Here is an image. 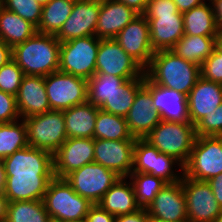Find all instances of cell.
<instances>
[{
  "instance_id": "obj_17",
  "label": "cell",
  "mask_w": 222,
  "mask_h": 222,
  "mask_svg": "<svg viewBox=\"0 0 222 222\" xmlns=\"http://www.w3.org/2000/svg\"><path fill=\"white\" fill-rule=\"evenodd\" d=\"M151 93L153 106L161 120L176 123H191L187 95L153 83L146 75L143 84Z\"/></svg>"
},
{
  "instance_id": "obj_48",
  "label": "cell",
  "mask_w": 222,
  "mask_h": 222,
  "mask_svg": "<svg viewBox=\"0 0 222 222\" xmlns=\"http://www.w3.org/2000/svg\"><path fill=\"white\" fill-rule=\"evenodd\" d=\"M124 3L126 6L134 9L139 14H144L149 0H117Z\"/></svg>"
},
{
  "instance_id": "obj_22",
  "label": "cell",
  "mask_w": 222,
  "mask_h": 222,
  "mask_svg": "<svg viewBox=\"0 0 222 222\" xmlns=\"http://www.w3.org/2000/svg\"><path fill=\"white\" fill-rule=\"evenodd\" d=\"M16 103L21 119L51 110L45 88V77L24 75Z\"/></svg>"
},
{
  "instance_id": "obj_14",
  "label": "cell",
  "mask_w": 222,
  "mask_h": 222,
  "mask_svg": "<svg viewBox=\"0 0 222 222\" xmlns=\"http://www.w3.org/2000/svg\"><path fill=\"white\" fill-rule=\"evenodd\" d=\"M114 40L144 69L150 65L155 52L150 43L149 22L143 14L124 27Z\"/></svg>"
},
{
  "instance_id": "obj_15",
  "label": "cell",
  "mask_w": 222,
  "mask_h": 222,
  "mask_svg": "<svg viewBox=\"0 0 222 222\" xmlns=\"http://www.w3.org/2000/svg\"><path fill=\"white\" fill-rule=\"evenodd\" d=\"M136 140H104L94 138V162L128 177L133 167Z\"/></svg>"
},
{
  "instance_id": "obj_51",
  "label": "cell",
  "mask_w": 222,
  "mask_h": 222,
  "mask_svg": "<svg viewBox=\"0 0 222 222\" xmlns=\"http://www.w3.org/2000/svg\"><path fill=\"white\" fill-rule=\"evenodd\" d=\"M7 204V198L4 195H0V222H5Z\"/></svg>"
},
{
  "instance_id": "obj_57",
  "label": "cell",
  "mask_w": 222,
  "mask_h": 222,
  "mask_svg": "<svg viewBox=\"0 0 222 222\" xmlns=\"http://www.w3.org/2000/svg\"><path fill=\"white\" fill-rule=\"evenodd\" d=\"M52 222H79V221H52Z\"/></svg>"
},
{
  "instance_id": "obj_19",
  "label": "cell",
  "mask_w": 222,
  "mask_h": 222,
  "mask_svg": "<svg viewBox=\"0 0 222 222\" xmlns=\"http://www.w3.org/2000/svg\"><path fill=\"white\" fill-rule=\"evenodd\" d=\"M148 215L171 222H188L182 181L166 183L146 208Z\"/></svg>"
},
{
  "instance_id": "obj_37",
  "label": "cell",
  "mask_w": 222,
  "mask_h": 222,
  "mask_svg": "<svg viewBox=\"0 0 222 222\" xmlns=\"http://www.w3.org/2000/svg\"><path fill=\"white\" fill-rule=\"evenodd\" d=\"M127 178L133 185L135 199L140 208H147L167 183L162 178L148 173L131 172Z\"/></svg>"
},
{
  "instance_id": "obj_31",
  "label": "cell",
  "mask_w": 222,
  "mask_h": 222,
  "mask_svg": "<svg viewBox=\"0 0 222 222\" xmlns=\"http://www.w3.org/2000/svg\"><path fill=\"white\" fill-rule=\"evenodd\" d=\"M94 138L104 140H136L131 134L125 117L99 108L94 127Z\"/></svg>"
},
{
  "instance_id": "obj_54",
  "label": "cell",
  "mask_w": 222,
  "mask_h": 222,
  "mask_svg": "<svg viewBox=\"0 0 222 222\" xmlns=\"http://www.w3.org/2000/svg\"><path fill=\"white\" fill-rule=\"evenodd\" d=\"M218 46L222 49V31L219 32Z\"/></svg>"
},
{
  "instance_id": "obj_40",
  "label": "cell",
  "mask_w": 222,
  "mask_h": 222,
  "mask_svg": "<svg viewBox=\"0 0 222 222\" xmlns=\"http://www.w3.org/2000/svg\"><path fill=\"white\" fill-rule=\"evenodd\" d=\"M197 136H222V104L209 115H205L196 125Z\"/></svg>"
},
{
  "instance_id": "obj_2",
  "label": "cell",
  "mask_w": 222,
  "mask_h": 222,
  "mask_svg": "<svg viewBox=\"0 0 222 222\" xmlns=\"http://www.w3.org/2000/svg\"><path fill=\"white\" fill-rule=\"evenodd\" d=\"M145 75L157 85L188 95L201 77V67L171 50H160L153 54Z\"/></svg>"
},
{
  "instance_id": "obj_10",
  "label": "cell",
  "mask_w": 222,
  "mask_h": 222,
  "mask_svg": "<svg viewBox=\"0 0 222 222\" xmlns=\"http://www.w3.org/2000/svg\"><path fill=\"white\" fill-rule=\"evenodd\" d=\"M51 110H65L88 101V80L60 71L45 77Z\"/></svg>"
},
{
  "instance_id": "obj_28",
  "label": "cell",
  "mask_w": 222,
  "mask_h": 222,
  "mask_svg": "<svg viewBox=\"0 0 222 222\" xmlns=\"http://www.w3.org/2000/svg\"><path fill=\"white\" fill-rule=\"evenodd\" d=\"M37 32V27L18 14L0 7V41L9 47L24 43Z\"/></svg>"
},
{
  "instance_id": "obj_45",
  "label": "cell",
  "mask_w": 222,
  "mask_h": 222,
  "mask_svg": "<svg viewBox=\"0 0 222 222\" xmlns=\"http://www.w3.org/2000/svg\"><path fill=\"white\" fill-rule=\"evenodd\" d=\"M115 222H148V213L146 208H140L134 213L115 217Z\"/></svg>"
},
{
  "instance_id": "obj_4",
  "label": "cell",
  "mask_w": 222,
  "mask_h": 222,
  "mask_svg": "<svg viewBox=\"0 0 222 222\" xmlns=\"http://www.w3.org/2000/svg\"><path fill=\"white\" fill-rule=\"evenodd\" d=\"M196 137L195 125L192 123L161 120L143 139L161 153L178 160L184 167L189 160Z\"/></svg>"
},
{
  "instance_id": "obj_46",
  "label": "cell",
  "mask_w": 222,
  "mask_h": 222,
  "mask_svg": "<svg viewBox=\"0 0 222 222\" xmlns=\"http://www.w3.org/2000/svg\"><path fill=\"white\" fill-rule=\"evenodd\" d=\"M207 182L211 186L215 199L217 200L219 205L222 207V173L211 178Z\"/></svg>"
},
{
  "instance_id": "obj_53",
  "label": "cell",
  "mask_w": 222,
  "mask_h": 222,
  "mask_svg": "<svg viewBox=\"0 0 222 222\" xmlns=\"http://www.w3.org/2000/svg\"><path fill=\"white\" fill-rule=\"evenodd\" d=\"M148 222H171V221L163 220L155 216L148 215Z\"/></svg>"
},
{
  "instance_id": "obj_27",
  "label": "cell",
  "mask_w": 222,
  "mask_h": 222,
  "mask_svg": "<svg viewBox=\"0 0 222 222\" xmlns=\"http://www.w3.org/2000/svg\"><path fill=\"white\" fill-rule=\"evenodd\" d=\"M99 108L90 102L63 110L67 138H94Z\"/></svg>"
},
{
  "instance_id": "obj_30",
  "label": "cell",
  "mask_w": 222,
  "mask_h": 222,
  "mask_svg": "<svg viewBox=\"0 0 222 222\" xmlns=\"http://www.w3.org/2000/svg\"><path fill=\"white\" fill-rule=\"evenodd\" d=\"M184 34L190 36H219L211 2L182 13Z\"/></svg>"
},
{
  "instance_id": "obj_1",
  "label": "cell",
  "mask_w": 222,
  "mask_h": 222,
  "mask_svg": "<svg viewBox=\"0 0 222 222\" xmlns=\"http://www.w3.org/2000/svg\"><path fill=\"white\" fill-rule=\"evenodd\" d=\"M60 44L55 35L36 32L12 48V59L24 75L46 77L59 69Z\"/></svg>"
},
{
  "instance_id": "obj_6",
  "label": "cell",
  "mask_w": 222,
  "mask_h": 222,
  "mask_svg": "<svg viewBox=\"0 0 222 222\" xmlns=\"http://www.w3.org/2000/svg\"><path fill=\"white\" fill-rule=\"evenodd\" d=\"M99 44L95 35L61 42L58 71L89 80L95 74Z\"/></svg>"
},
{
  "instance_id": "obj_23",
  "label": "cell",
  "mask_w": 222,
  "mask_h": 222,
  "mask_svg": "<svg viewBox=\"0 0 222 222\" xmlns=\"http://www.w3.org/2000/svg\"><path fill=\"white\" fill-rule=\"evenodd\" d=\"M139 15L134 9L117 0H101L95 36L99 39H114Z\"/></svg>"
},
{
  "instance_id": "obj_34",
  "label": "cell",
  "mask_w": 222,
  "mask_h": 222,
  "mask_svg": "<svg viewBox=\"0 0 222 222\" xmlns=\"http://www.w3.org/2000/svg\"><path fill=\"white\" fill-rule=\"evenodd\" d=\"M125 81L121 77L95 73L88 80V102L100 108L109 97L120 91V86Z\"/></svg>"
},
{
  "instance_id": "obj_44",
  "label": "cell",
  "mask_w": 222,
  "mask_h": 222,
  "mask_svg": "<svg viewBox=\"0 0 222 222\" xmlns=\"http://www.w3.org/2000/svg\"><path fill=\"white\" fill-rule=\"evenodd\" d=\"M84 222H115V216L105 211L98 204H93Z\"/></svg>"
},
{
  "instance_id": "obj_24",
  "label": "cell",
  "mask_w": 222,
  "mask_h": 222,
  "mask_svg": "<svg viewBox=\"0 0 222 222\" xmlns=\"http://www.w3.org/2000/svg\"><path fill=\"white\" fill-rule=\"evenodd\" d=\"M187 102L190 122L196 125L222 104V85L201 76L187 95Z\"/></svg>"
},
{
  "instance_id": "obj_49",
  "label": "cell",
  "mask_w": 222,
  "mask_h": 222,
  "mask_svg": "<svg viewBox=\"0 0 222 222\" xmlns=\"http://www.w3.org/2000/svg\"><path fill=\"white\" fill-rule=\"evenodd\" d=\"M207 1L211 2L217 27L219 31H222V0H207Z\"/></svg>"
},
{
  "instance_id": "obj_11",
  "label": "cell",
  "mask_w": 222,
  "mask_h": 222,
  "mask_svg": "<svg viewBox=\"0 0 222 222\" xmlns=\"http://www.w3.org/2000/svg\"><path fill=\"white\" fill-rule=\"evenodd\" d=\"M95 73H105L126 80L145 77V69L114 39H100Z\"/></svg>"
},
{
  "instance_id": "obj_39",
  "label": "cell",
  "mask_w": 222,
  "mask_h": 222,
  "mask_svg": "<svg viewBox=\"0 0 222 222\" xmlns=\"http://www.w3.org/2000/svg\"><path fill=\"white\" fill-rule=\"evenodd\" d=\"M23 77L20 67L13 59L9 60L0 68V90L16 96Z\"/></svg>"
},
{
  "instance_id": "obj_18",
  "label": "cell",
  "mask_w": 222,
  "mask_h": 222,
  "mask_svg": "<svg viewBox=\"0 0 222 222\" xmlns=\"http://www.w3.org/2000/svg\"><path fill=\"white\" fill-rule=\"evenodd\" d=\"M101 0H83L74 3L72 12L55 35L60 42L93 36L97 26Z\"/></svg>"
},
{
  "instance_id": "obj_52",
  "label": "cell",
  "mask_w": 222,
  "mask_h": 222,
  "mask_svg": "<svg viewBox=\"0 0 222 222\" xmlns=\"http://www.w3.org/2000/svg\"><path fill=\"white\" fill-rule=\"evenodd\" d=\"M5 169L2 160H0V195H4L3 188L5 184Z\"/></svg>"
},
{
  "instance_id": "obj_9",
  "label": "cell",
  "mask_w": 222,
  "mask_h": 222,
  "mask_svg": "<svg viewBox=\"0 0 222 222\" xmlns=\"http://www.w3.org/2000/svg\"><path fill=\"white\" fill-rule=\"evenodd\" d=\"M121 176L98 163H90L69 173L64 179L73 190L92 204H97Z\"/></svg>"
},
{
  "instance_id": "obj_33",
  "label": "cell",
  "mask_w": 222,
  "mask_h": 222,
  "mask_svg": "<svg viewBox=\"0 0 222 222\" xmlns=\"http://www.w3.org/2000/svg\"><path fill=\"white\" fill-rule=\"evenodd\" d=\"M5 222H52L43 200L8 202Z\"/></svg>"
},
{
  "instance_id": "obj_12",
  "label": "cell",
  "mask_w": 222,
  "mask_h": 222,
  "mask_svg": "<svg viewBox=\"0 0 222 222\" xmlns=\"http://www.w3.org/2000/svg\"><path fill=\"white\" fill-rule=\"evenodd\" d=\"M6 177L54 176L53 154L27 146L2 160Z\"/></svg>"
},
{
  "instance_id": "obj_20",
  "label": "cell",
  "mask_w": 222,
  "mask_h": 222,
  "mask_svg": "<svg viewBox=\"0 0 222 222\" xmlns=\"http://www.w3.org/2000/svg\"><path fill=\"white\" fill-rule=\"evenodd\" d=\"M149 22L150 43L154 52L171 50L184 35L182 13L143 14Z\"/></svg>"
},
{
  "instance_id": "obj_47",
  "label": "cell",
  "mask_w": 222,
  "mask_h": 222,
  "mask_svg": "<svg viewBox=\"0 0 222 222\" xmlns=\"http://www.w3.org/2000/svg\"><path fill=\"white\" fill-rule=\"evenodd\" d=\"M179 10V12L184 13L191 10L194 7L202 5L205 0H172Z\"/></svg>"
},
{
  "instance_id": "obj_55",
  "label": "cell",
  "mask_w": 222,
  "mask_h": 222,
  "mask_svg": "<svg viewBox=\"0 0 222 222\" xmlns=\"http://www.w3.org/2000/svg\"><path fill=\"white\" fill-rule=\"evenodd\" d=\"M37 1L41 6H44L45 4H48L51 0H35Z\"/></svg>"
},
{
  "instance_id": "obj_35",
  "label": "cell",
  "mask_w": 222,
  "mask_h": 222,
  "mask_svg": "<svg viewBox=\"0 0 222 222\" xmlns=\"http://www.w3.org/2000/svg\"><path fill=\"white\" fill-rule=\"evenodd\" d=\"M144 84V78L126 80L120 91L109 97L100 109L121 117H126L134 102L138 89Z\"/></svg>"
},
{
  "instance_id": "obj_42",
  "label": "cell",
  "mask_w": 222,
  "mask_h": 222,
  "mask_svg": "<svg viewBox=\"0 0 222 222\" xmlns=\"http://www.w3.org/2000/svg\"><path fill=\"white\" fill-rule=\"evenodd\" d=\"M16 96L0 90V123L20 120Z\"/></svg>"
},
{
  "instance_id": "obj_50",
  "label": "cell",
  "mask_w": 222,
  "mask_h": 222,
  "mask_svg": "<svg viewBox=\"0 0 222 222\" xmlns=\"http://www.w3.org/2000/svg\"><path fill=\"white\" fill-rule=\"evenodd\" d=\"M12 59V48L0 41V68Z\"/></svg>"
},
{
  "instance_id": "obj_58",
  "label": "cell",
  "mask_w": 222,
  "mask_h": 222,
  "mask_svg": "<svg viewBox=\"0 0 222 222\" xmlns=\"http://www.w3.org/2000/svg\"><path fill=\"white\" fill-rule=\"evenodd\" d=\"M70 1H73V2H78V1H83V0H70Z\"/></svg>"
},
{
  "instance_id": "obj_32",
  "label": "cell",
  "mask_w": 222,
  "mask_h": 222,
  "mask_svg": "<svg viewBox=\"0 0 222 222\" xmlns=\"http://www.w3.org/2000/svg\"><path fill=\"white\" fill-rule=\"evenodd\" d=\"M70 0H51L42 7V17L37 32L56 35L70 16L73 6Z\"/></svg>"
},
{
  "instance_id": "obj_41",
  "label": "cell",
  "mask_w": 222,
  "mask_h": 222,
  "mask_svg": "<svg viewBox=\"0 0 222 222\" xmlns=\"http://www.w3.org/2000/svg\"><path fill=\"white\" fill-rule=\"evenodd\" d=\"M201 76L222 85V49L217 45L201 66Z\"/></svg>"
},
{
  "instance_id": "obj_5",
  "label": "cell",
  "mask_w": 222,
  "mask_h": 222,
  "mask_svg": "<svg viewBox=\"0 0 222 222\" xmlns=\"http://www.w3.org/2000/svg\"><path fill=\"white\" fill-rule=\"evenodd\" d=\"M28 146L54 154L67 140L62 110H49L23 119Z\"/></svg>"
},
{
  "instance_id": "obj_26",
  "label": "cell",
  "mask_w": 222,
  "mask_h": 222,
  "mask_svg": "<svg viewBox=\"0 0 222 222\" xmlns=\"http://www.w3.org/2000/svg\"><path fill=\"white\" fill-rule=\"evenodd\" d=\"M55 176L6 177L3 188L7 202L43 200L49 182Z\"/></svg>"
},
{
  "instance_id": "obj_56",
  "label": "cell",
  "mask_w": 222,
  "mask_h": 222,
  "mask_svg": "<svg viewBox=\"0 0 222 222\" xmlns=\"http://www.w3.org/2000/svg\"><path fill=\"white\" fill-rule=\"evenodd\" d=\"M215 222H222V211L220 212V214L215 219Z\"/></svg>"
},
{
  "instance_id": "obj_13",
  "label": "cell",
  "mask_w": 222,
  "mask_h": 222,
  "mask_svg": "<svg viewBox=\"0 0 222 222\" xmlns=\"http://www.w3.org/2000/svg\"><path fill=\"white\" fill-rule=\"evenodd\" d=\"M181 181L186 197L188 222H215L222 207L208 182L196 181L185 175Z\"/></svg>"
},
{
  "instance_id": "obj_38",
  "label": "cell",
  "mask_w": 222,
  "mask_h": 222,
  "mask_svg": "<svg viewBox=\"0 0 222 222\" xmlns=\"http://www.w3.org/2000/svg\"><path fill=\"white\" fill-rule=\"evenodd\" d=\"M1 5L36 27L40 24L43 6L35 0H1Z\"/></svg>"
},
{
  "instance_id": "obj_36",
  "label": "cell",
  "mask_w": 222,
  "mask_h": 222,
  "mask_svg": "<svg viewBox=\"0 0 222 222\" xmlns=\"http://www.w3.org/2000/svg\"><path fill=\"white\" fill-rule=\"evenodd\" d=\"M28 146L23 119L0 123V160Z\"/></svg>"
},
{
  "instance_id": "obj_8",
  "label": "cell",
  "mask_w": 222,
  "mask_h": 222,
  "mask_svg": "<svg viewBox=\"0 0 222 222\" xmlns=\"http://www.w3.org/2000/svg\"><path fill=\"white\" fill-rule=\"evenodd\" d=\"M175 165L180 170L177 171V168L174 170ZM132 172L148 173L162 178L167 183H173L182 180L184 167L178 160L161 153L144 139H136L133 150Z\"/></svg>"
},
{
  "instance_id": "obj_25",
  "label": "cell",
  "mask_w": 222,
  "mask_h": 222,
  "mask_svg": "<svg viewBox=\"0 0 222 222\" xmlns=\"http://www.w3.org/2000/svg\"><path fill=\"white\" fill-rule=\"evenodd\" d=\"M121 177L112 185L97 203L115 217L136 212L140 207L135 199V192L131 181Z\"/></svg>"
},
{
  "instance_id": "obj_21",
  "label": "cell",
  "mask_w": 222,
  "mask_h": 222,
  "mask_svg": "<svg viewBox=\"0 0 222 222\" xmlns=\"http://www.w3.org/2000/svg\"><path fill=\"white\" fill-rule=\"evenodd\" d=\"M126 118L128 128L136 139L145 138L160 122L159 113L153 106L150 91L142 85Z\"/></svg>"
},
{
  "instance_id": "obj_3",
  "label": "cell",
  "mask_w": 222,
  "mask_h": 222,
  "mask_svg": "<svg viewBox=\"0 0 222 222\" xmlns=\"http://www.w3.org/2000/svg\"><path fill=\"white\" fill-rule=\"evenodd\" d=\"M43 203L52 221L84 222L93 205L78 195L64 178L56 177L49 182Z\"/></svg>"
},
{
  "instance_id": "obj_7",
  "label": "cell",
  "mask_w": 222,
  "mask_h": 222,
  "mask_svg": "<svg viewBox=\"0 0 222 222\" xmlns=\"http://www.w3.org/2000/svg\"><path fill=\"white\" fill-rule=\"evenodd\" d=\"M222 173V136H197L184 175L207 182Z\"/></svg>"
},
{
  "instance_id": "obj_16",
  "label": "cell",
  "mask_w": 222,
  "mask_h": 222,
  "mask_svg": "<svg viewBox=\"0 0 222 222\" xmlns=\"http://www.w3.org/2000/svg\"><path fill=\"white\" fill-rule=\"evenodd\" d=\"M94 162V138H67L53 154L54 176L64 178Z\"/></svg>"
},
{
  "instance_id": "obj_43",
  "label": "cell",
  "mask_w": 222,
  "mask_h": 222,
  "mask_svg": "<svg viewBox=\"0 0 222 222\" xmlns=\"http://www.w3.org/2000/svg\"><path fill=\"white\" fill-rule=\"evenodd\" d=\"M179 12L172 0H149L144 14H175Z\"/></svg>"
},
{
  "instance_id": "obj_29",
  "label": "cell",
  "mask_w": 222,
  "mask_h": 222,
  "mask_svg": "<svg viewBox=\"0 0 222 222\" xmlns=\"http://www.w3.org/2000/svg\"><path fill=\"white\" fill-rule=\"evenodd\" d=\"M217 45L218 36H190L184 34L171 51L186 61L201 67Z\"/></svg>"
}]
</instances>
